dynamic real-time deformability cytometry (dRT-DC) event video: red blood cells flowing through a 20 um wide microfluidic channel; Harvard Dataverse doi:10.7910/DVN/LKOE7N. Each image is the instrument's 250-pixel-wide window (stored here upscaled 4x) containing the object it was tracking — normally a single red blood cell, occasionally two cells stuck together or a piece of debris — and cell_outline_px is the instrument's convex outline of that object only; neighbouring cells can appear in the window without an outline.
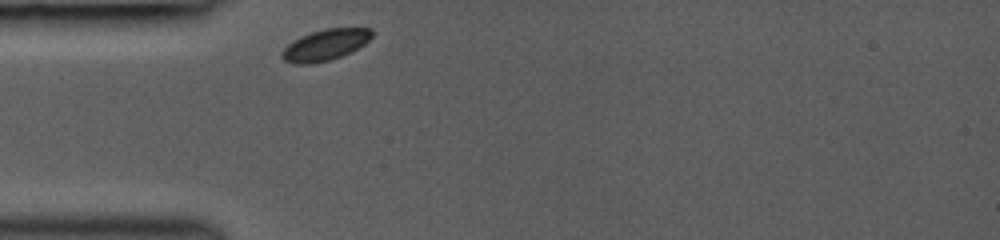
{"species": "common noctule bat (a hibernating species)", "species_latin": "Nyctalus noctula", "temperature_condition": "room temperature", "stored_images_in_passage": 28, "camera_frame_rate_fps": 3000, "um_per_image_px": 0.085, "animal": {"sex": "female", "body_mass_g": 19.0, "forearm_length_mm": 53.3}, "frame": {"image": 1, "passage_image": 1, "time_ms": 0.0, "image_size_px": [1000, 240], "cell_outline_px": [[372, 36], [364, 44], [340, 56], [328, 60], [308, 64], [296, 64], [284, 60], [280, 56], [280, 52], [288, 44], [300, 36], [324, 28], [372, 28]], "centroid_in_image_um": [27.61, 3.8], "position_along_channel_um": 57.4, "area_um2": 16.07}}
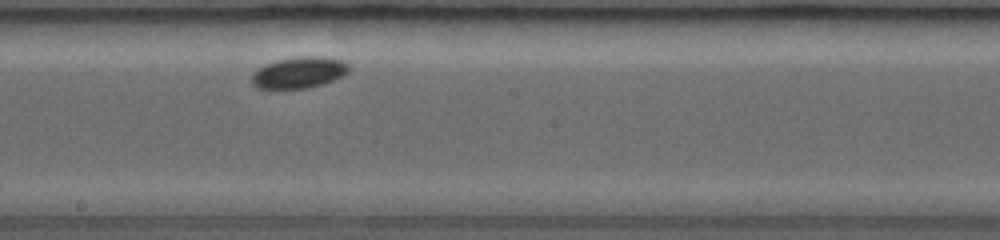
{"frame": {"image": 2, "passage_image": 14, "time_ms": 4.333, "image_size_px": [1000, 240], "cell_outline_px": [[348, 72], [324, 84], [304, 88], [256, 88], [252, 84], [252, 72], [256, 68], [264, 64], [276, 60], [296, 56], [324, 56], [344, 60], [348, 64]], "centroid_in_image_um": [25.38, 6.14], "position_along_channel_um": 222.8, "area_um2": 17.86}}
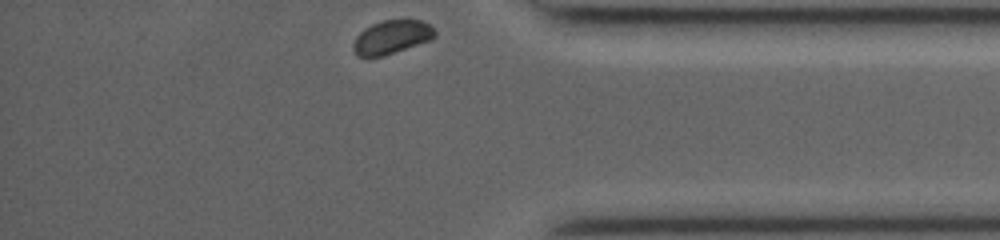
{"frame": {"image": 3, "passage_image": 28, "time_ms": 9.0, "image_size_px": [1000, 240], "cell_outline_px": [[436, 36], [432, 40], [384, 56], [356, 56], [352, 48], [352, 44], [356, 36], [364, 28], [372, 24], [384, 20], [420, 20], [428, 24], [436, 32]], "centroid_in_image_um": [33.28, 3.16], "position_along_channel_um": 401.9, "area_um2": 16.07}}